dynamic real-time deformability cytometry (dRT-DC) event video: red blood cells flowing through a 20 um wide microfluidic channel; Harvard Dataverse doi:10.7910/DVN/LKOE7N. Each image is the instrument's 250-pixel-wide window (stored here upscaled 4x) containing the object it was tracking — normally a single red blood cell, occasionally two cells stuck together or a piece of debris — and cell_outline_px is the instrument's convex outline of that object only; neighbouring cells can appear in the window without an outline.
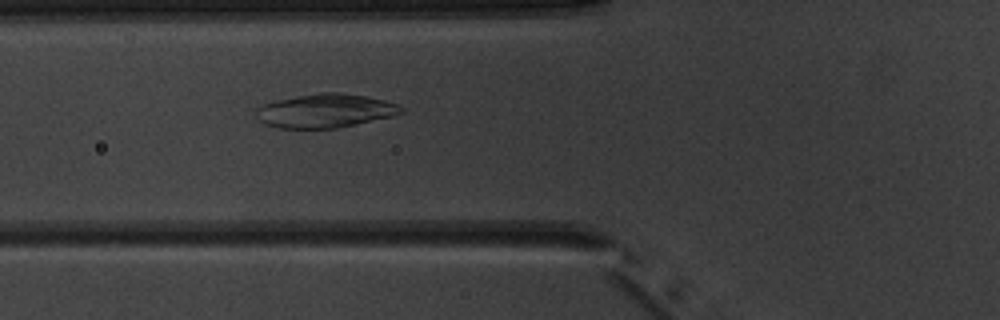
{"species": "common noctule bat (a hibernating species)", "species_latin": "Nyctalus noctula", "temperature_condition": "warm", "stored_images_in_passage": 7, "camera_frame_rate_fps": 3000, "um_per_image_px": 0.085, "animal": {"sex": "male", "body_mass_g": 20.1, "forearm_length_mm": 53.5}, "frame": {"image": 1, "passage_image": 7, "time_ms": 6.667, "image_size_px": [1000, 320], "cell_outline_px": [[404, 112], [392, 116], [356, 124], [336, 128], [280, 128], [264, 124], [256, 116], [256, 108], [260, 104], [296, 96], [320, 92], [336, 92], [364, 96], [384, 100], [396, 104], [404, 108]], "centroid_in_image_um": [27.62, 9.41], "position_along_channel_um": 98.2, "area_um2": 28.44}}